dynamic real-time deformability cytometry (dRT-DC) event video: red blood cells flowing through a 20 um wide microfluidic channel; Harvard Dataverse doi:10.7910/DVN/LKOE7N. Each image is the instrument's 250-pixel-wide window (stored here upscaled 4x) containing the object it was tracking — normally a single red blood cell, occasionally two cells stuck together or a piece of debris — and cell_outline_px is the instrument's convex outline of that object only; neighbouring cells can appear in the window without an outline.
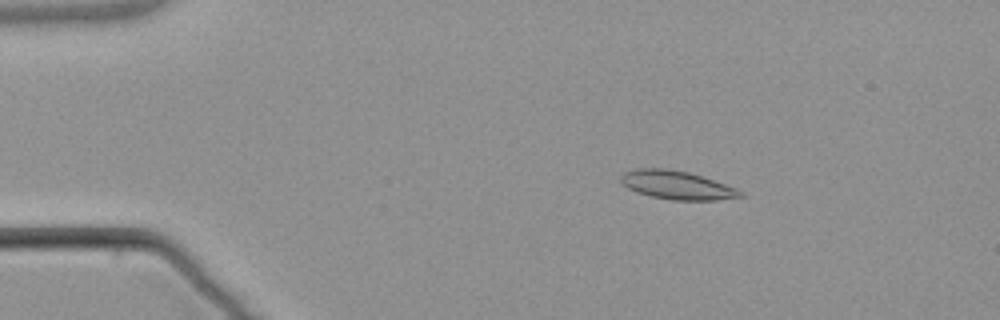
{"species": "common noctule bat (a hibernating species)", "species_latin": "Nyctalus noctula", "temperature_condition": "warm", "stored_images_in_passage": 6, "camera_frame_rate_fps": 3000, "um_per_image_px": 0.085, "animal": {"sex": "male", "body_mass_g": 21.5, "forearm_length_mm": 52.0}, "frame": {"image": 1, "passage_image": 3, "time_ms": 2.333, "image_size_px": [1000, 320], "cell_outline_px": [[744, 196], [716, 200], [672, 200], [652, 196], [636, 192], [620, 184], [620, 176], [624, 172], [636, 168], [664, 168], [688, 172], [736, 188], [744, 192]], "centroid_in_image_um": [57.49, 15.73], "position_along_channel_um": 27.5, "area_um2": 19.77}}
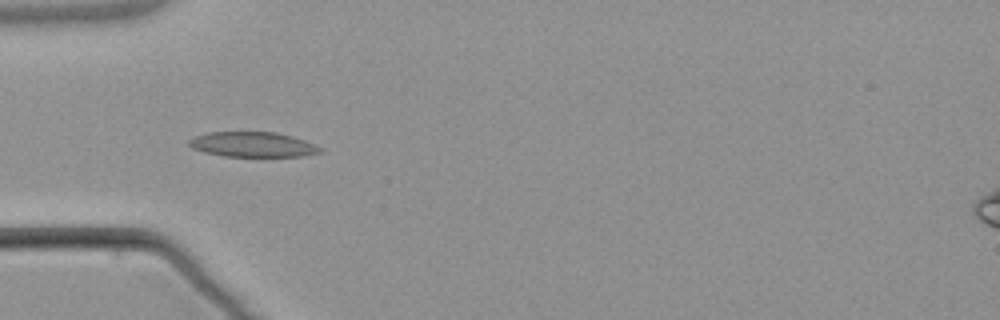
{"frame": {"image": 2, "passage_image": 5, "time_ms": 5.0, "image_size_px": [1000, 320], "cell_outline_px": [[324, 148], [320, 152], [300, 156], [224, 156], [204, 152], [192, 148], [188, 144], [188, 140], [192, 136], [208, 132], [276, 132], [292, 136], [304, 140]], "centroid_in_image_um": [21.44, 12.27], "position_along_channel_um": 63.6, "area_um2": 19.13}}
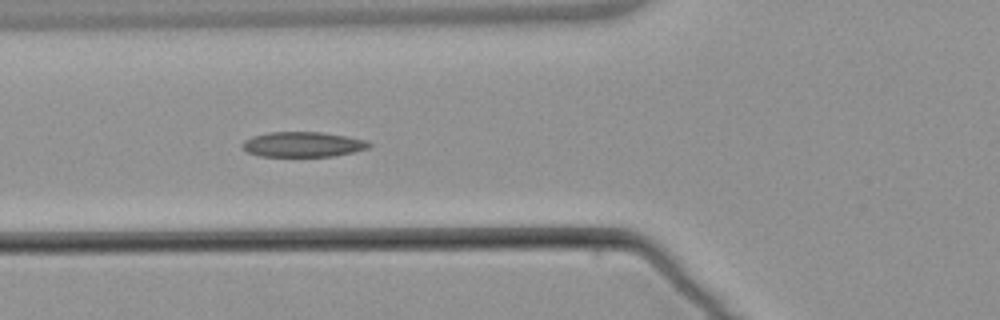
{"frame": {"image": 3, "passage_image": 6, "time_ms": 6.0, "image_size_px": [1000, 320], "cell_outline_px": [[372, 144], [368, 148], [352, 152], [332, 156], [260, 156], [248, 152], [240, 148], [240, 144], [244, 140], [252, 136], [268, 132], [320, 132], [344, 136], [364, 140]], "centroid_in_image_um": [25.66, 12.27], "position_along_channel_um": 100.1, "area_um2": 18.44}}